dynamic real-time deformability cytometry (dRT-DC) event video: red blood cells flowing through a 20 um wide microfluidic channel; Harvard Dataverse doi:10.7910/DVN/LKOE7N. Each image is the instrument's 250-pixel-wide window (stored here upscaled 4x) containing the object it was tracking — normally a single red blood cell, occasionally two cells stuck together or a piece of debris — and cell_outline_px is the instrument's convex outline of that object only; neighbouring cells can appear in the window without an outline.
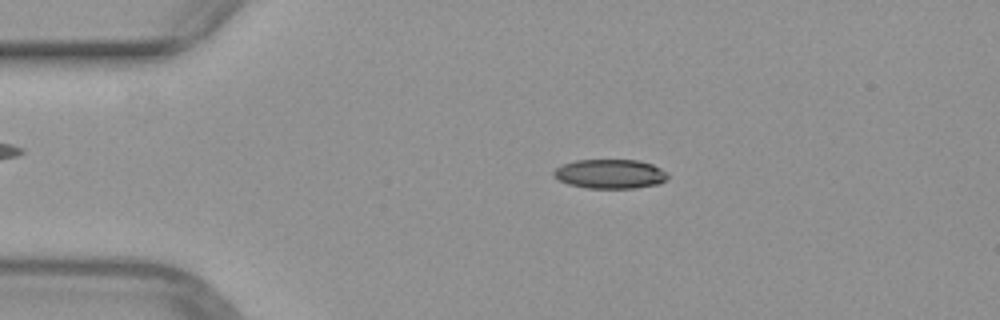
{"species": "common noctule bat (a hibernating species)", "species_latin": "Nyctalus noctula", "temperature_condition": "warm", "stored_images_in_passage": 48, "camera_frame_rate_fps": 3000, "um_per_image_px": 0.085, "animal": {"sex": "female", "body_mass_g": 29.2, "forearm_length_mm": 56.3}, "frame": {"image": 1, "passage_image": 10, "time_ms": 3.0, "image_size_px": [1000, 320], "cell_outline_px": [[668, 176], [660, 184], [636, 188], [588, 188], [568, 184], [552, 176], [552, 172], [556, 168], [564, 164], [576, 160], [640, 160], [652, 164], [668, 172]], "centroid_in_image_um": [51.87, 14.78], "position_along_channel_um": 33.1, "area_um2": 19.54}}
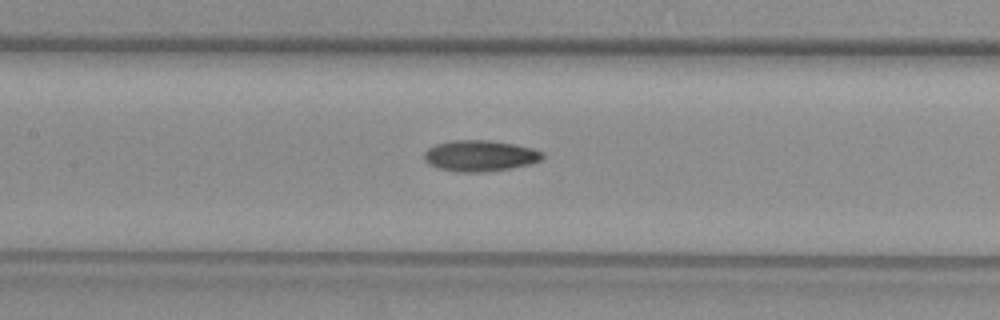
{"frame": {"image": 2, "passage_image": 23, "time_ms": 7.333, "image_size_px": [1000, 320], "cell_outline_px": [[544, 156], [540, 160], [532, 164], [512, 168], [488, 172], [456, 172], [436, 168], [428, 164], [424, 160], [424, 152], [428, 148], [436, 144], [456, 140], [488, 140], [512, 144], [532, 148], [544, 152]], "centroid_in_image_um": [40.79, 13.26], "position_along_channel_um": 166.6, "area_um2": 21.62}}
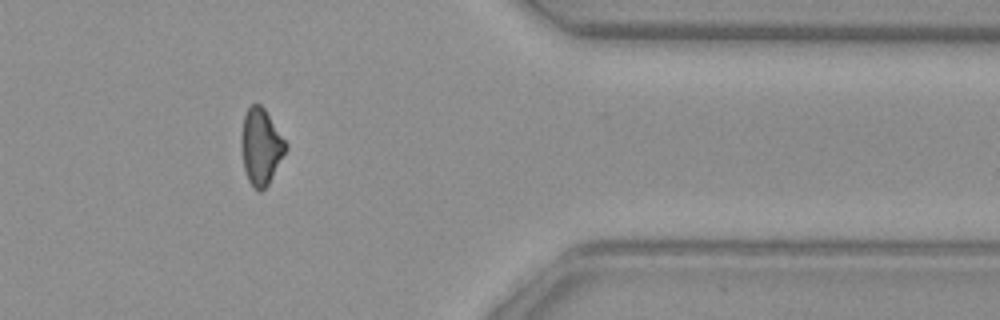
{"frame": {"image": 3, "passage_image": 41, "time_ms": 13.333, "image_size_px": [1000, 320], "cell_outline_px": [[288, 148], [268, 184], [260, 192], [248, 180], [244, 168], [240, 148], [240, 136], [244, 116], [248, 108], [252, 104], [260, 104], [264, 108], [288, 144]], "centroid_in_image_um": [22.17, 12.44], "position_along_channel_um": 389.2, "area_um2": 19.71}}